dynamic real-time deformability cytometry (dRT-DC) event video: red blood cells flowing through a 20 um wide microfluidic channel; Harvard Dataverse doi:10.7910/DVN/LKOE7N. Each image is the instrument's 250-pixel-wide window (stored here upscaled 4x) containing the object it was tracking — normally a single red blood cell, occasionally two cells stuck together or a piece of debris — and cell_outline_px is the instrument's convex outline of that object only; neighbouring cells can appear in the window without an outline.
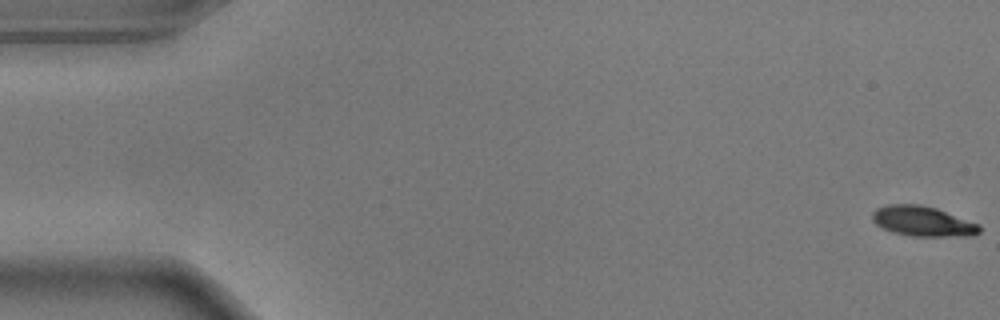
{"species": "common noctule bat (a hibernating species)", "species_latin": "Nyctalus noctula", "temperature_condition": "warm", "stored_images_in_passage": 11, "camera_frame_rate_fps": 3000, "um_per_image_px": 0.085, "animal": {"sex": "male", "body_mass_g": 17.9}, "frame": {"image": 1, "passage_image": 1, "time_ms": 0.0, "image_size_px": [1000, 320], "cell_outline_px": [[980, 232], [972, 236], [912, 236], [892, 232], [876, 224], [872, 220], [872, 212], [876, 208], [888, 204], [920, 204], [936, 208], [980, 224]], "centroid_in_image_um": [78.43, 18.8], "position_along_channel_um": 6.6, "area_um2": 18.84}}